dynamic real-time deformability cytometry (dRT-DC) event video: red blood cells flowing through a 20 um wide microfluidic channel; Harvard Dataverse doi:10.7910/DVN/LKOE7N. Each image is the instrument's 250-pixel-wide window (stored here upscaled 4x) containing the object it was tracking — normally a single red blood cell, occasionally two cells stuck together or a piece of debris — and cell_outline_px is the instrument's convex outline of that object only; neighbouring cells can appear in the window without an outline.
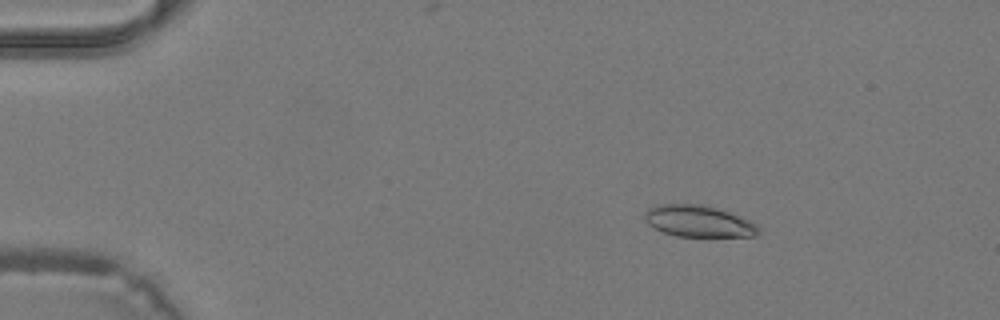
{"species": "common noctule bat (a hibernating species)", "species_latin": "Nyctalus noctula", "temperature_condition": "warm", "stored_images_in_passage": 39, "camera_frame_rate_fps": 3000, "um_per_image_px": 0.085, "animal": {"sex": "male", "body_mass_g": 19.2, "forearm_length_mm": 51.8}, "frame": {"image": 1, "passage_image": 6, "time_ms": 1.667, "image_size_px": [1000, 320], "cell_outline_px": [[760, 232], [756, 236], [676, 236], [664, 232], [648, 224], [644, 220], [644, 212], [648, 208], [660, 204], [700, 204], [716, 208], [728, 212], [748, 220], [756, 224], [760, 228]], "centroid_in_image_um": [59.35, 18.8], "position_along_channel_um": 25.6, "area_um2": 20.75}}
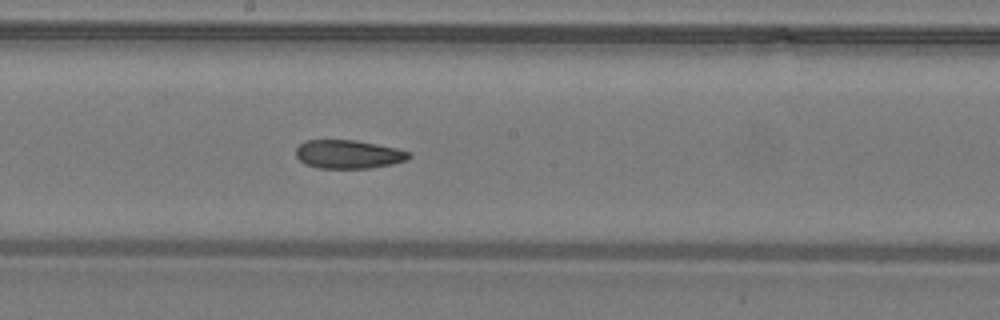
{"frame": {"image": 2, "passage_image": 22, "time_ms": 7.0, "image_size_px": [1000, 320], "cell_outline_px": [[412, 156], [408, 160], [392, 164], [368, 168], [320, 168], [304, 164], [296, 156], [296, 148], [304, 140], [356, 140], [396, 148], [412, 152]], "centroid_in_image_um": [29.63, 13.11], "position_along_channel_um": 218.6, "area_um2": 18.9}}
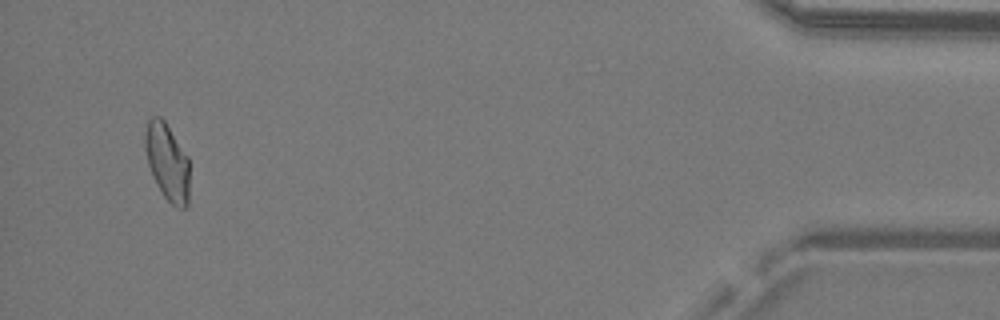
{"frame": {"image": 3, "passage_image": 38, "time_ms": 12.333, "image_size_px": [1000, 320], "cell_outline_px": [[188, 204], [184, 208], [176, 208], [164, 196], [156, 184], [152, 176], [148, 164], [144, 148], [144, 132], [148, 120], [152, 116], [160, 116], [164, 120], [188, 156]], "centroid_in_image_um": [14.19, 13.74], "position_along_channel_um": 421.0, "area_um2": 20.0}}